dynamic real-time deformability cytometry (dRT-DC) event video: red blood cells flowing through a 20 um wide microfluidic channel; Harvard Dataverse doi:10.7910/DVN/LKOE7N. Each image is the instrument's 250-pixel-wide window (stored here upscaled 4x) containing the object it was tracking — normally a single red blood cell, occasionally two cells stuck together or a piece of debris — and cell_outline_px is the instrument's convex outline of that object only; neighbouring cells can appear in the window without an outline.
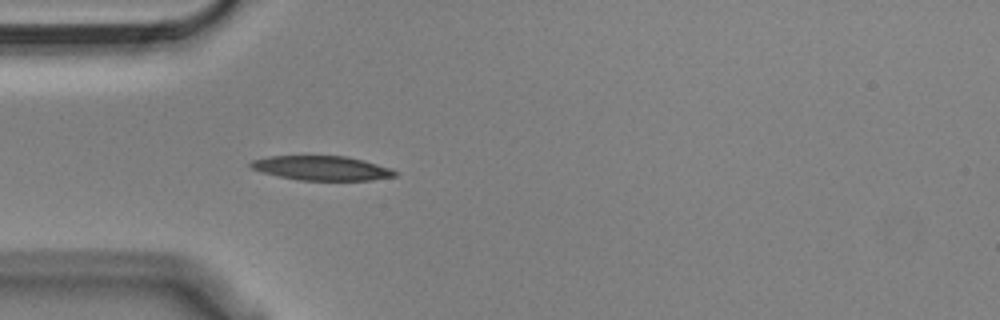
{"species": "Egyptian fruit bat (a non-hibernating species)", "species_latin": "Rousettus aegyptiacus", "temperature_condition": "cold", "stored_images_in_passage": 13, "camera_frame_rate_fps": 3000, "um_per_image_px": 0.085, "animal": {"sex": "male"}, "frame": {"image": 1, "passage_image": 6, "time_ms": 1.667, "image_size_px": [1000, 320], "cell_outline_px": [[400, 172], [396, 176], [372, 180], [300, 180], [280, 176], [264, 172], [252, 168], [248, 164], [252, 160], [268, 156], [348, 156], [364, 160], [392, 168]], "centroid_in_image_um": [27.42, 14.28], "position_along_channel_um": 57.6, "area_um2": 20.52}}
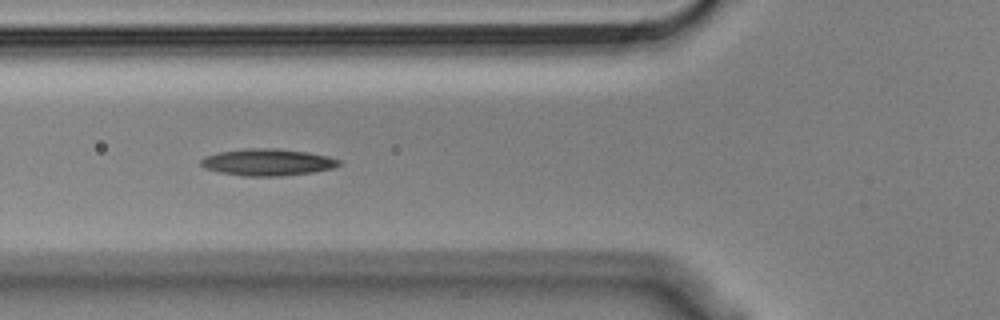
{"frame": {"image": 2, "passage_image": 10, "time_ms": 3.0, "image_size_px": [1000, 320], "cell_outline_px": [[340, 164], [332, 168], [312, 172], [280, 176], [244, 176], [220, 172], [204, 168], [200, 164], [200, 160], [204, 156], [220, 152], [248, 148], [272, 148], [308, 152], [328, 156], [340, 160]], "centroid_in_image_um": [22.72, 13.79], "position_along_channel_um": 103.1, "area_um2": 21.44}}